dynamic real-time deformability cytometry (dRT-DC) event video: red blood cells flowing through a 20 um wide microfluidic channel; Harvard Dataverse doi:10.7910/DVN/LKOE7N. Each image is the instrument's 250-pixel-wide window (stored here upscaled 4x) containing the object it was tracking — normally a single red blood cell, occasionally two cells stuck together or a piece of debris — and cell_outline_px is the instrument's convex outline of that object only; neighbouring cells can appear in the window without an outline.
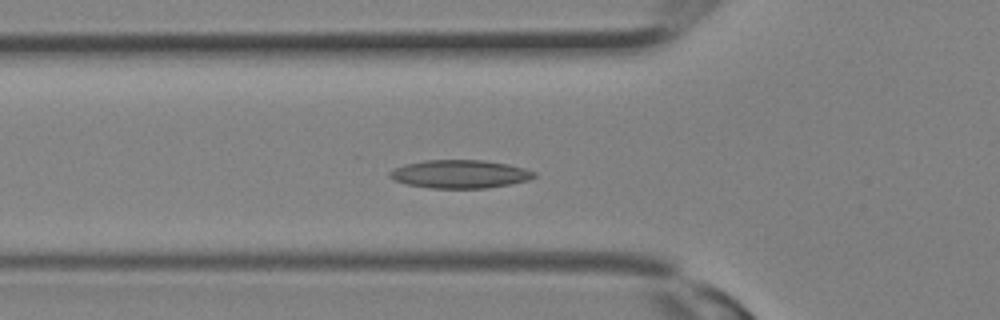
{"species": "Egyptian fruit bat (a non-hibernating species)", "species_latin": "Rousettus aegyptiacus", "temperature_condition": "room temperature", "stored_images_in_passage": 27, "segment_of_instrument_passage": [1, 2], "camera_frame_rate_fps": 3000, "um_per_image_px": 0.085, "animal": {"sex": "female"}, "frame": {"image": 1, "passage_image": 7, "time_ms": 2.0, "image_size_px": [1000, 320], "cell_outline_px": [[536, 176], [528, 180], [508, 184], [484, 188], [428, 188], [408, 184], [392, 180], [388, 176], [388, 172], [392, 168], [404, 164], [424, 160], [484, 160], [508, 164], [524, 168], [536, 172]], "centroid_in_image_um": [39.03, 14.79], "position_along_channel_um": 86.8, "area_um2": 23.87}}
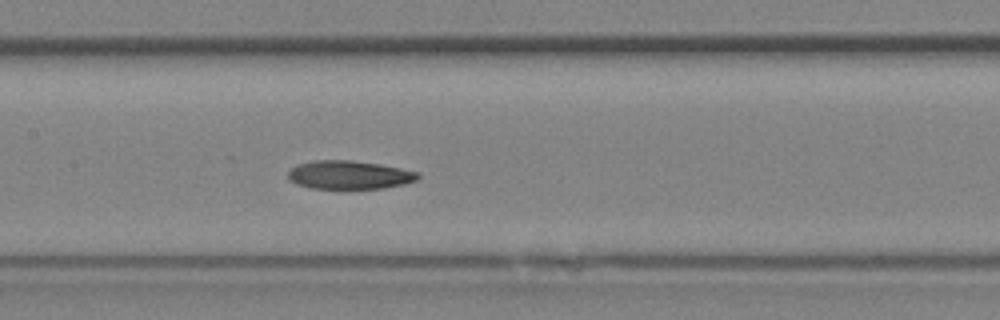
{"frame": {"image": 2, "passage_image": 11, "time_ms": 3.333, "image_size_px": [1000, 320], "cell_outline_px": [[420, 176], [416, 180], [404, 184], [384, 188], [312, 188], [296, 184], [288, 180], [288, 172], [296, 164], [312, 160], [352, 160], [380, 164], [400, 168], [416, 172]], "centroid_in_image_um": [29.64, 14.86], "position_along_channel_um": 177.8, "area_um2": 21.5}}
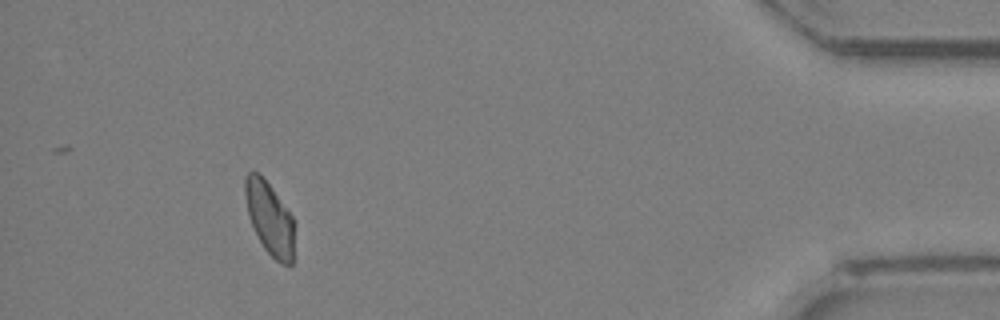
{"frame": {"image": 3, "passage_image": 24, "time_ms": 7.667, "image_size_px": [1000, 320], "cell_outline_px": [[296, 224], [292, 264], [284, 264], [276, 260], [264, 248], [248, 216], [244, 192], [244, 176], [248, 172], [256, 172], [272, 188], [292, 216]], "centroid_in_image_um": [22.94, 18.56], "position_along_channel_um": 412.3, "area_um2": 20.87}}